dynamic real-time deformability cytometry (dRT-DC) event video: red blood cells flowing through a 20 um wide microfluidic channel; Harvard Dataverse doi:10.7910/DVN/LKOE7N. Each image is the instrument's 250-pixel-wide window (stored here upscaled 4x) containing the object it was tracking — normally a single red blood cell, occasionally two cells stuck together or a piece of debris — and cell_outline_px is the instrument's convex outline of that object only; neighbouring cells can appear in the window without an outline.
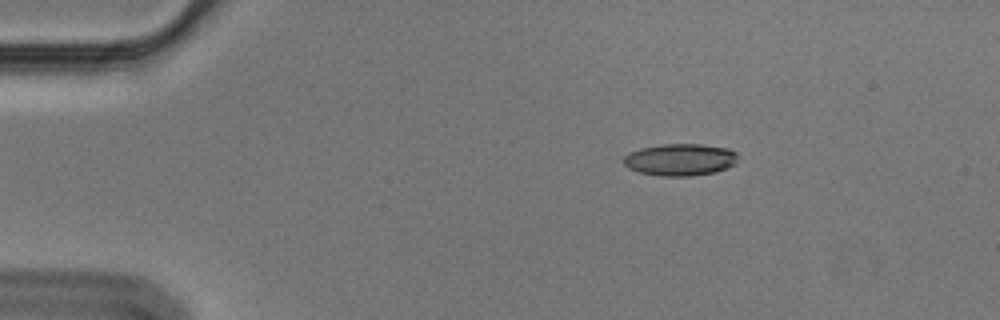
{"species": "Egyptian fruit bat (a non-hibernating species)", "species_latin": "Rousettus aegyptiacus", "temperature_condition": "cold", "stored_images_in_passage": 48, "segment_of_instrument_passage": [1, 2], "camera_frame_rate_fps": 3000, "um_per_image_px": 0.085, "animal": {"sex": "male"}, "frame": {"image": 1, "passage_image": 1, "time_ms": 0.0, "image_size_px": [1000, 320], "cell_outline_px": [[736, 164], [716, 172], [692, 176], [660, 176], [640, 172], [628, 168], [624, 164], [624, 156], [640, 148], [660, 144], [704, 144], [728, 148], [736, 152]], "centroid_in_image_um": [57.83, 13.57], "position_along_channel_um": 27.2, "area_um2": 21.39}}
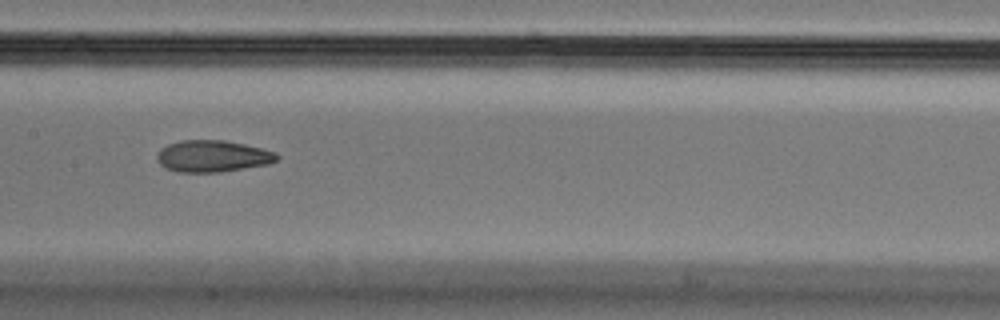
{"frame": {"image": 2, "passage_image": 20, "time_ms": 6.333, "image_size_px": [1000, 320], "cell_outline_px": [[280, 156], [276, 160], [268, 164], [220, 172], [180, 172], [164, 168], [160, 164], [156, 156], [160, 148], [168, 144], [180, 140], [224, 140], [244, 144], [276, 152]], "centroid_in_image_um": [18.05, 13.27], "position_along_channel_um": 189.4, "area_um2": 22.14}}
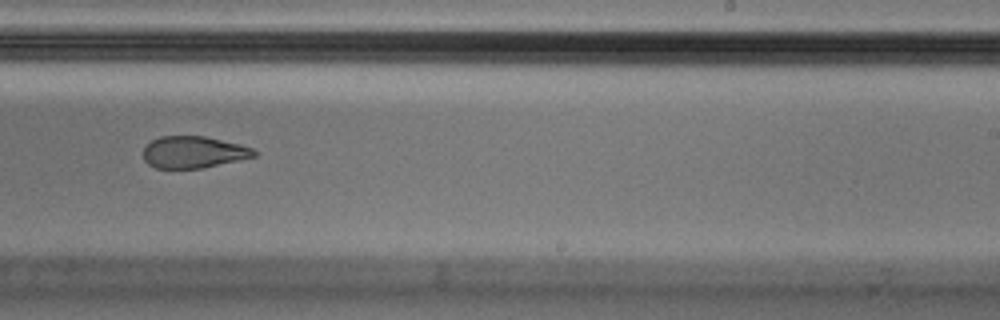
{"frame": {"image": 3, "passage_image": 27, "time_ms": 8.667, "image_size_px": [1000, 320], "cell_outline_px": [[256, 156], [200, 168], [156, 168], [148, 164], [144, 160], [144, 148], [152, 140], [160, 136], [204, 136], [240, 144], [252, 148], [256, 152]], "centroid_in_image_um": [16.43, 12.92], "position_along_channel_um": 272.6, "area_um2": 20.29}}